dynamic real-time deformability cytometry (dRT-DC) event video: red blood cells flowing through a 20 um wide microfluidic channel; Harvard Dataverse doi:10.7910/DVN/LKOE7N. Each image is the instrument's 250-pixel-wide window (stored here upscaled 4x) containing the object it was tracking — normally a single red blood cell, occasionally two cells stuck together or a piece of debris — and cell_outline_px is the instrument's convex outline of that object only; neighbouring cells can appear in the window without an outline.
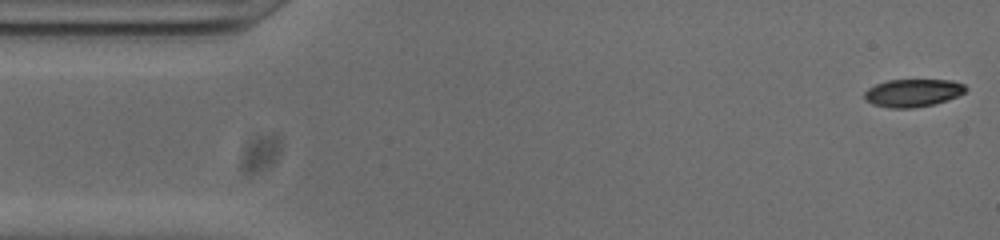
{"species": "common noctule bat (a hibernating species)", "species_latin": "Nyctalus noctula", "temperature_condition": "cold", "stored_images_in_passage": 52, "camera_frame_rate_fps": 3000, "um_per_image_px": 0.085, "animal": {"sex": "male", "body_mass_g": 20.0, "forearm_length_mm": 53.3}, "frame": {"image": 1, "passage_image": 1, "time_ms": 0.0, "image_size_px": [1000, 240], "cell_outline_px": [[968, 88], [964, 92], [948, 100], [936, 104], [912, 108], [892, 108], [872, 104], [864, 100], [864, 92], [868, 88], [876, 84], [888, 80], [952, 80], [964, 84]], "centroid_in_image_um": [77.58, 7.9], "position_along_channel_um": 7.4, "area_um2": 16.47}}
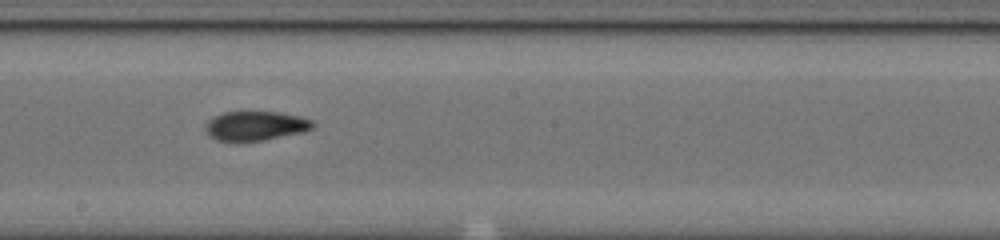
{"frame": {"image": 2, "passage_image": 27, "time_ms": 8.667, "image_size_px": [1000, 240], "cell_outline_px": [[316, 124], [312, 128], [304, 132], [264, 140], [216, 140], [204, 128], [204, 124], [208, 120], [224, 112], [280, 112], [300, 116], [312, 120]], "centroid_in_image_um": [21.77, 10.68], "position_along_channel_um": 226.4, "area_um2": 18.15}}
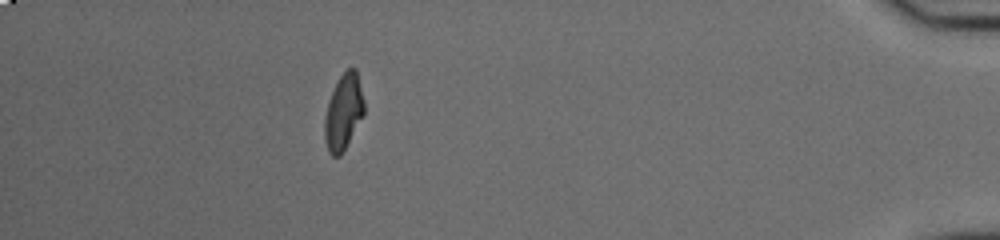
{"frame": {"image": 3, "passage_image": 46, "time_ms": 15.0, "image_size_px": [1000, 240], "cell_outline_px": [[364, 116], [340, 156], [332, 156], [328, 152], [324, 140], [324, 120], [328, 100], [340, 76], [348, 68], [356, 68], [364, 100]], "centroid_in_image_um": [29.19, 9.54], "position_along_channel_um": 406.0, "area_um2": 17.51}, "authors_computed_cell_mechanics": {"area_um2": 17.9758, "velocity_mm_per_s": 3.8378, "shape_relaxation_time_tau1_ms": null, "shape_relaxation_time_tau2_ms": 1.1221, "deformation_change_tau1": null, "deformation_change_tau2": 0.0611}}